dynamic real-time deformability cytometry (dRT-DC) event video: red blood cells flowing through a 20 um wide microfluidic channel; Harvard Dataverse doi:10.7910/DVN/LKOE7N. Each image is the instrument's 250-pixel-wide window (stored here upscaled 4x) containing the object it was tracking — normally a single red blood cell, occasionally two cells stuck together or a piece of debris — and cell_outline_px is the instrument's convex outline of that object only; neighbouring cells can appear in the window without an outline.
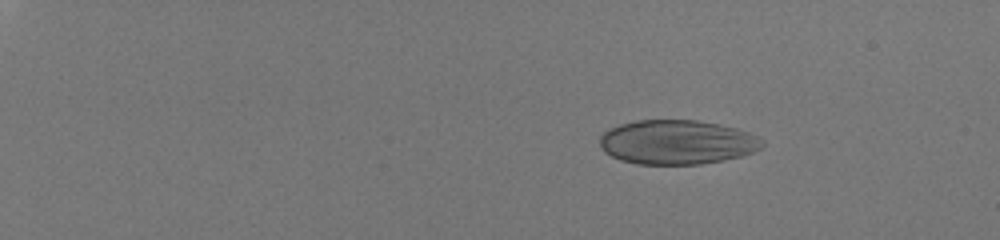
{"species": "human", "species_latin": "Homo sapiens", "temperature_condition": "room temperature", "stored_images_in_passage": 56, "camera_frame_rate_fps": 3000, "um_per_image_px": 0.085, "donor": {"sex": "male"}, "frame": {"image": 1, "passage_image": 11, "time_ms": 3.333, "image_size_px": [1000, 240], "cell_outline_px": [[764, 144], [760, 148], [752, 152], [740, 156], [724, 160], [700, 164], [636, 164], [620, 160], [604, 152], [600, 144], [600, 136], [608, 128], [620, 124], [636, 120], [696, 120], [736, 128], [760, 136], [764, 140]], "centroid_in_image_um": [57.54, 12.08], "position_along_channel_um": 27.5, "area_um2": 42.08}}
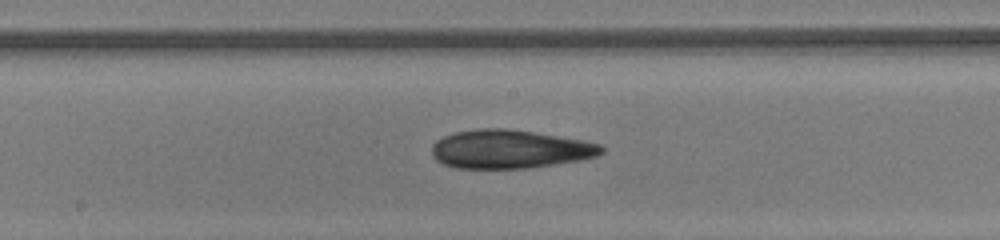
{"frame": {"image": 2, "passage_image": 36, "time_ms": 11.667, "image_size_px": [1000, 240], "cell_outline_px": [[604, 152], [596, 156], [580, 160], [528, 168], [456, 168], [444, 164], [436, 160], [432, 156], [432, 144], [436, 140], [444, 136], [456, 132], [480, 128], [504, 128], [532, 132], [584, 140], [600, 144], [604, 148]], "centroid_in_image_um": [43.32, 12.68], "position_along_channel_um": 204.9, "area_um2": 38.03}}
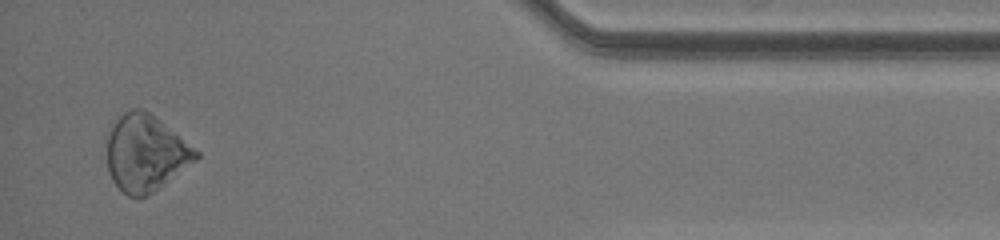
{"frame": {"image": 3, "passage_image": 55, "time_ms": 18.0, "image_size_px": [1000, 240], "cell_outline_px": [[200, 156], [196, 160], [148, 196], [128, 196], [112, 180], [108, 172], [108, 136], [116, 120], [124, 112], [132, 108], [140, 108], [148, 112], [200, 152]], "centroid_in_image_um": [12.37, 13.02], "position_along_channel_um": 422.8, "area_um2": 38.78}, "authors_computed_cell_mechanics": {"area_um2": 39.6508, "velocity_mm_per_s": 4.0881, "shape_relaxation_time_tau1_ms": 3.1777, "shape_relaxation_time_tau2_ms": null, "deformation_change_tau1": 0.1034, "deformation_change_tau2": null}}